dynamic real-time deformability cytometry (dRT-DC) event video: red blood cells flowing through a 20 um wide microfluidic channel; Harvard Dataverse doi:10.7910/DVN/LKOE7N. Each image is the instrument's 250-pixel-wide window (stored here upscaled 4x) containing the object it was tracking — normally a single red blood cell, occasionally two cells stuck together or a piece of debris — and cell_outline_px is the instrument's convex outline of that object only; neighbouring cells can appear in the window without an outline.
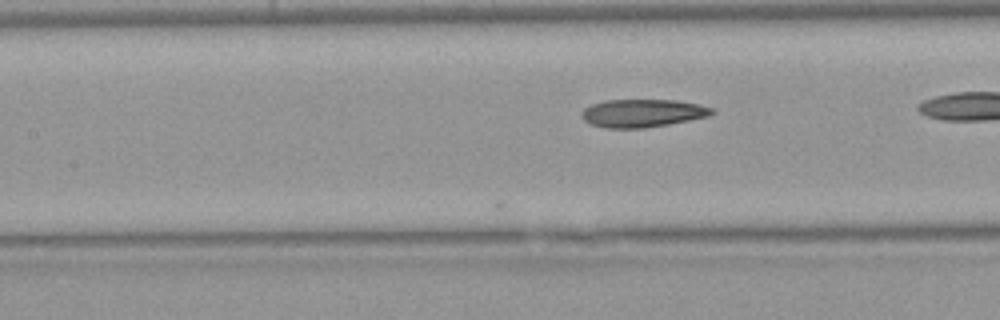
{"species": "Egyptian fruit bat (a non-hibernating species)", "species_latin": "Rousettus aegyptiacus", "temperature_condition": "warm", "stored_images_in_passage": 7, "camera_frame_rate_fps": 3000, "um_per_image_px": 0.085, "animal": {"sex": "female"}, "frame": {"image": 1, "passage_image": 7, "time_ms": 2.0, "image_size_px": [1000, 320], "cell_outline_px": [[716, 112], [708, 116], [668, 124], [644, 128], [604, 128], [592, 124], [584, 120], [580, 116], [580, 112], [584, 108], [592, 104], [604, 100], [676, 100], [700, 104], [712, 108]], "centroid_in_image_um": [54.59, 9.61], "position_along_channel_um": 152.8, "area_um2": 21.27}}